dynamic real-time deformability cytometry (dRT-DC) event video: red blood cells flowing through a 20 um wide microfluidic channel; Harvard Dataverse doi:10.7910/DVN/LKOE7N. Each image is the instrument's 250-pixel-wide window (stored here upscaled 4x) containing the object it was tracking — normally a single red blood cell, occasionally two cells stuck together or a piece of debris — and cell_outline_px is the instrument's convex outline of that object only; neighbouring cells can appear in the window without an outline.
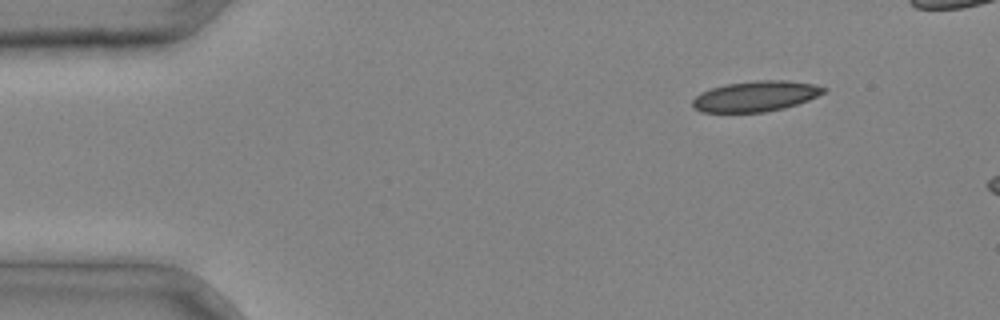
{"species": "common noctule bat (a hibernating species)", "species_latin": "Nyctalus noctula", "temperature_condition": "cold", "stored_images_in_passage": 3, "segment_of_instrument_passage": [2, 2], "camera_frame_rate_fps": 3000, "um_per_image_px": 0.085, "animal": {"sex": "male", "body_mass_g": 20.4}, "frame": {"image": 1, "passage_image": 3, "time_ms": 0.667, "image_size_px": [1000, 320], "cell_outline_px": [[828, 92], [808, 100], [784, 108], [764, 112], [700, 112], [692, 104], [692, 100], [700, 92], [724, 84], [756, 80], [788, 80], [816, 84], [828, 88]], "centroid_in_image_um": [64.28, 8.16], "position_along_channel_um": 20.7, "area_um2": 23.52}}